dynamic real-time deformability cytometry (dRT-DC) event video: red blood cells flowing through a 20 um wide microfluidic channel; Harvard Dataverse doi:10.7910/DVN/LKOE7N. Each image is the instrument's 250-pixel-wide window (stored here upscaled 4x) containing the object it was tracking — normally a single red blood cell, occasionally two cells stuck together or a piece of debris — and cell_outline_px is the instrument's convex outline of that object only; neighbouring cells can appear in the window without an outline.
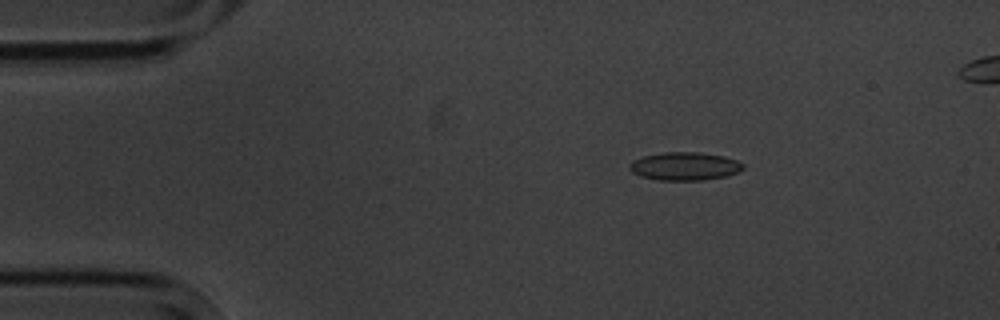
{"species": "common noctule bat (a hibernating species)", "species_latin": "Nyctalus noctula", "temperature_condition": "cold", "stored_images_in_passage": 5, "camera_frame_rate_fps": 3000, "um_per_image_px": 0.085, "animal": {"sex": "male", "body_mass_g": 20.1, "forearm_length_mm": 53.5}, "frame": {"image": 1, "passage_image": 2, "time_ms": 2.0, "image_size_px": [1000, 320], "cell_outline_px": [[744, 168], [740, 172], [724, 176], [704, 180], [660, 180], [640, 176], [632, 172], [628, 168], [628, 164], [632, 160], [644, 156], [664, 152], [700, 152], [724, 156], [736, 160], [744, 164]], "centroid_in_image_um": [58.19, 14.13], "position_along_channel_um": 26.8, "area_um2": 18.73}}